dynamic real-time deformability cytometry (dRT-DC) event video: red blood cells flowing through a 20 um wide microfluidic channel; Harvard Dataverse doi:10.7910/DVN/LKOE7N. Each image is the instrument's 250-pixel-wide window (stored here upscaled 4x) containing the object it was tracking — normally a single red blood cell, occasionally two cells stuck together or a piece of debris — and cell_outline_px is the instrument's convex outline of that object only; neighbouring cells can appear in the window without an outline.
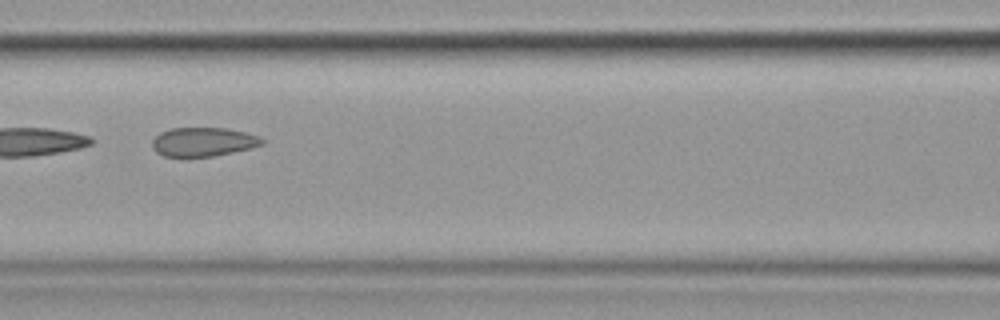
{"species": "common noctule bat (a hibernating species)", "species_latin": "Nyctalus noctula", "temperature_condition": "cold", "stored_images_in_passage": 9, "camera_frame_rate_fps": 3000, "um_per_image_px": 0.085, "animal": {"sex": "female", "body_mass_g": 19.9}, "frame": {"image": 1, "passage_image": 6, "time_ms": 5.667, "image_size_px": [1000, 320], "cell_outline_px": [[268, 140], [264, 144], [252, 148], [212, 156], [188, 160], [164, 156], [156, 152], [152, 148], [152, 140], [160, 132], [172, 128], [228, 128], [260, 136]], "centroid_in_image_um": [17.27, 12.1], "position_along_channel_um": 149.3, "area_um2": 19.31}}
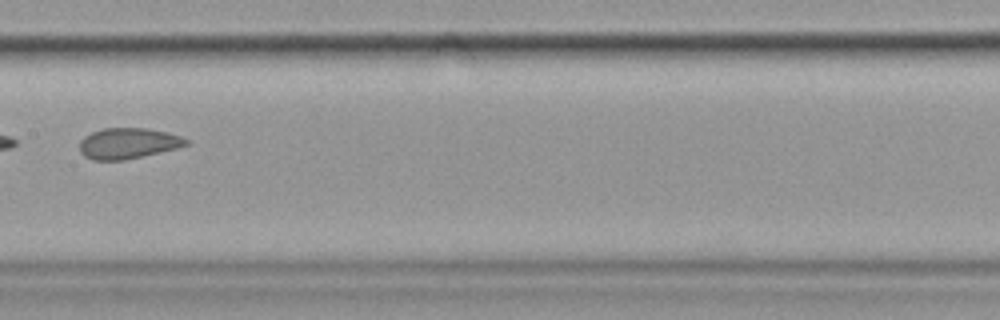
{"frame": {"image": 2, "passage_image": 7, "time_ms": 7.0, "image_size_px": [1000, 320], "cell_outline_px": [[188, 144], [176, 148], [124, 160], [92, 160], [84, 156], [80, 152], [80, 140], [84, 136], [92, 132], [104, 128], [144, 128], [168, 132], [180, 136], [188, 140]], "centroid_in_image_um": [10.85, 12.18], "position_along_channel_um": 196.6, "area_um2": 18.96}}